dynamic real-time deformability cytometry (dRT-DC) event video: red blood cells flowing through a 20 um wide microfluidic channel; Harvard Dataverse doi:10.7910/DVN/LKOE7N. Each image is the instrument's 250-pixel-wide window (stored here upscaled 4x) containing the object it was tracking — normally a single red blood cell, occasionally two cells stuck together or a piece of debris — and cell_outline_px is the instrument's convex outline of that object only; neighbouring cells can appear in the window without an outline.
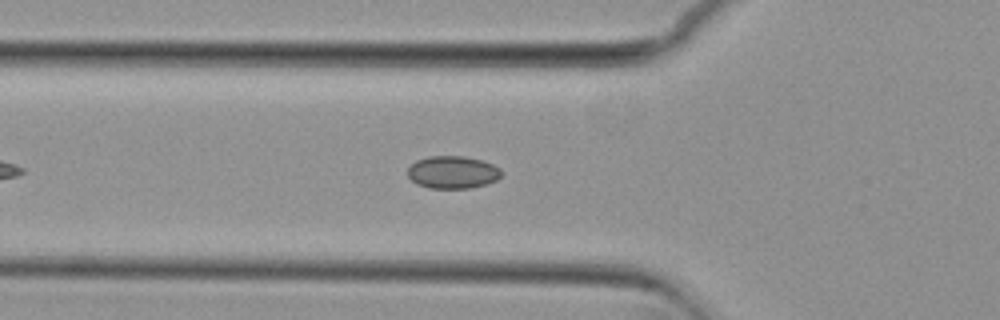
{"species": "common noctule bat (a hibernating species)", "species_latin": "Nyctalus noctula", "temperature_condition": "cold", "stored_images_in_passage": 35, "camera_frame_rate_fps": 3000, "um_per_image_px": 0.085, "animal": {"sex": "female", "body_mass_g": 29.2, "forearm_length_mm": 56.3}, "frame": {"image": 1, "passage_image": 5, "time_ms": 1.333, "image_size_px": [1000, 320], "cell_outline_px": [[500, 176], [496, 180], [484, 184], [468, 188], [428, 188], [416, 184], [408, 176], [408, 168], [416, 160], [428, 156], [464, 156], [480, 160], [492, 164], [500, 168]], "centroid_in_image_um": [38.43, 14.64], "position_along_channel_um": 87.4, "area_um2": 17.63}}
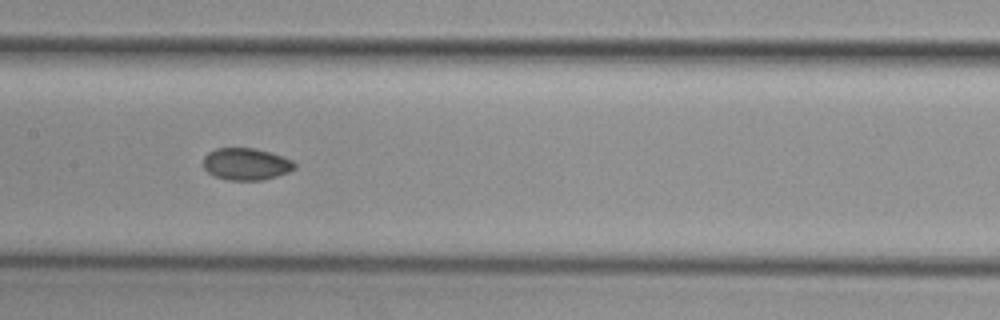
{"frame": {"image": 2, "passage_image": 13, "time_ms": 4.0, "image_size_px": [1000, 320], "cell_outline_px": [[296, 168], [288, 172], [276, 176], [260, 180], [228, 180], [212, 176], [204, 168], [204, 156], [208, 152], [216, 148], [256, 148], [292, 160], [296, 164]], "centroid_in_image_um": [20.89, 13.95], "position_along_channel_um": 186.5, "area_um2": 16.99}}
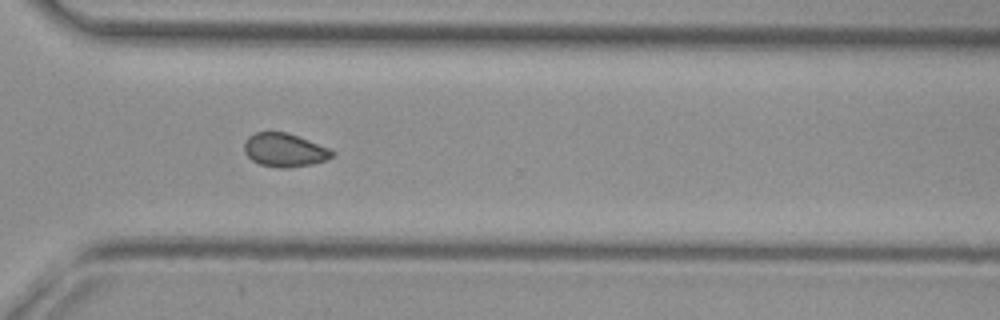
{"frame": {"image": 3, "passage_image": 26, "time_ms": 8.333, "image_size_px": [1000, 320], "cell_outline_px": [[336, 156], [312, 164], [288, 168], [276, 168], [260, 164], [252, 160], [244, 152], [244, 140], [248, 136], [256, 132], [288, 132], [328, 148], [336, 152]], "centroid_in_image_um": [24.18, 12.76], "position_along_channel_um": 346.4, "area_um2": 17.28}}